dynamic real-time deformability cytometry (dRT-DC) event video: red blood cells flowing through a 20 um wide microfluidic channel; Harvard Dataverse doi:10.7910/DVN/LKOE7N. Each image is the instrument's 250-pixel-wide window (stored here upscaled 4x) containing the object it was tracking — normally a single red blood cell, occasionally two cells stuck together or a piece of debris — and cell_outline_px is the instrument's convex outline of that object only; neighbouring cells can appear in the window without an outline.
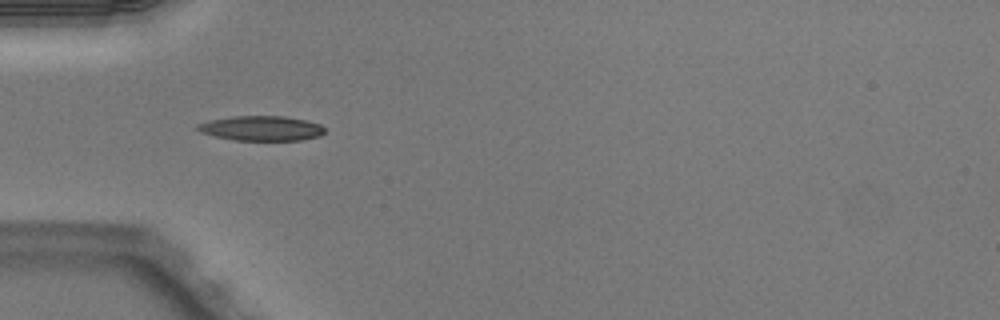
{"species": "Egyptian fruit bat (a non-hibernating species)", "species_latin": "Rousettus aegyptiacus", "temperature_condition": "warm", "stored_images_in_passage": 37, "camera_frame_rate_fps": 3000, "um_per_image_px": 0.085, "animal": {"sex": "male"}, "frame": {"image": 1, "passage_image": 3, "time_ms": 0.667, "image_size_px": [1000, 320], "cell_outline_px": [[324, 132], [320, 136], [300, 140], [236, 140], [216, 136], [200, 132], [196, 128], [196, 124], [208, 120], [232, 116], [284, 116], [308, 120], [320, 124], [324, 128]], "centroid_in_image_um": [22.21, 10.89], "position_along_channel_um": 62.8, "area_um2": 18.44}}
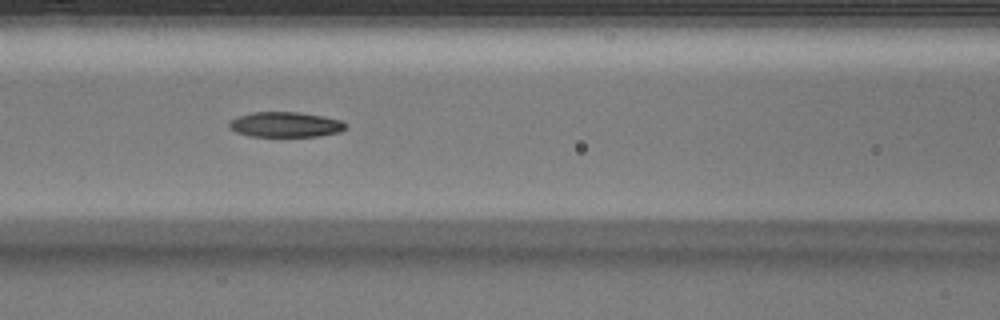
{"frame": {"image": 2, "passage_image": 9, "time_ms": 2.667, "image_size_px": [1000, 320], "cell_outline_px": [[348, 128], [340, 132], [320, 136], [248, 136], [236, 132], [228, 128], [228, 120], [236, 116], [252, 112], [300, 112], [340, 120], [348, 124]], "centroid_in_image_um": [24.23, 10.59], "position_along_channel_um": 142.4, "area_um2": 17.34}}
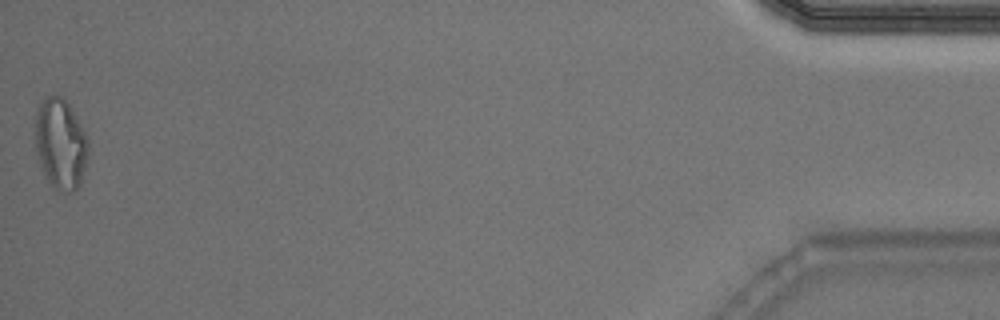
{"frame": {"image": 3, "passage_image": 37, "time_ms": 12.0, "image_size_px": [1000, 320], "cell_outline_px": [[88, 152], [80, 184], [72, 192], [64, 192], [56, 188], [44, 176], [36, 152], [36, 108], [44, 96], [60, 96], [68, 104], [84, 128], [88, 140]], "centroid_in_image_um": [5.14, 12.21], "position_along_channel_um": 430.1, "area_um2": 27.86}, "authors_computed_cell_mechanics": {"area_um2": 18.0336, "velocity_mm_per_s": 4.0561, "shape_relaxation_time_tau1_ms": 9.5509, "shape_relaxation_time_tau2_ms": null, "deformation_change_tau1": 0.2768, "deformation_change_tau2": null}}